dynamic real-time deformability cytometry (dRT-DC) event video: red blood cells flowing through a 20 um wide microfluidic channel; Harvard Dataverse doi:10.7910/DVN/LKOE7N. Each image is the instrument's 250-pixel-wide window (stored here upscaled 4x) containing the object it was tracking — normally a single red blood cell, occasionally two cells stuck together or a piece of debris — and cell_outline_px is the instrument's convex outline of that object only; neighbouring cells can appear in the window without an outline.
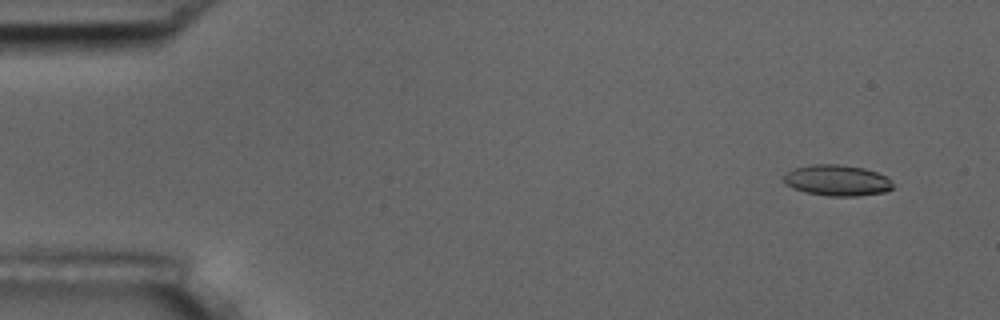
{"species": "common noctule bat (a hibernating species)", "species_latin": "Nyctalus noctula", "temperature_condition": "room temperature", "stored_images_in_passage": 10, "camera_frame_rate_fps": 3000, "um_per_image_px": 0.085, "animal": {"sex": "male", "body_mass_g": 17.5, "forearm_length_mm": 52.3}, "frame": {"image": 1, "passage_image": 1, "time_ms": 0.0, "image_size_px": [1000, 320], "cell_outline_px": [[892, 188], [884, 192], [856, 196], [828, 196], [804, 192], [792, 188], [784, 184], [784, 176], [788, 172], [796, 168], [812, 164], [840, 164], [864, 168], [876, 172], [884, 176], [892, 184]], "centroid_in_image_um": [71.11, 15.33], "position_along_channel_um": 13.9, "area_um2": 19.54}}
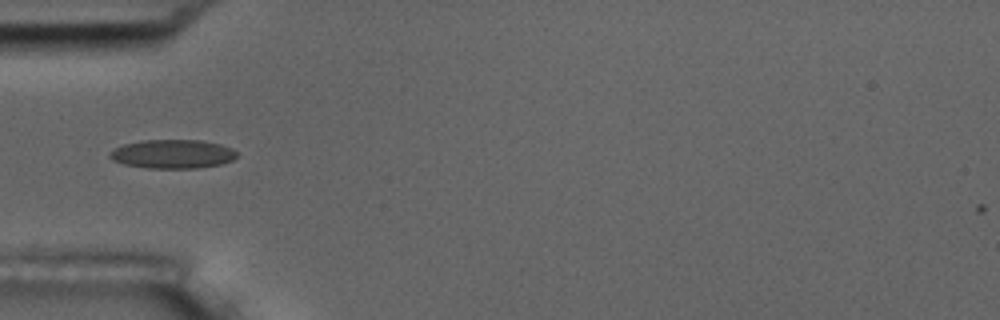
{"frame": {"image": 2, "passage_image": 5, "time_ms": 4.667, "image_size_px": [1000, 320], "cell_outline_px": [[236, 156], [232, 160], [220, 164], [196, 168], [148, 168], [124, 164], [112, 160], [108, 156], [108, 152], [112, 148], [124, 144], [140, 140], [200, 140], [220, 144], [232, 148], [236, 152]], "centroid_in_image_um": [14.61, 13.08], "position_along_channel_um": 70.4, "area_um2": 21.44}}
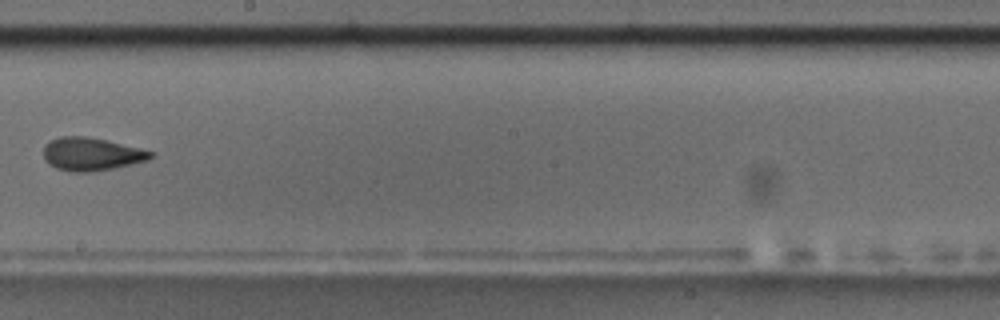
{"frame": {"image": 3, "passage_image": 9, "time_ms": 9.333, "image_size_px": [1000, 320], "cell_outline_px": [[156, 152], [148, 160], [112, 168], [88, 172], [72, 172], [56, 168], [48, 164], [44, 160], [44, 144], [60, 136], [88, 136], [140, 148]], "centroid_in_image_um": [7.74, 13.09], "position_along_channel_um": 240.5, "area_um2": 20.58}}